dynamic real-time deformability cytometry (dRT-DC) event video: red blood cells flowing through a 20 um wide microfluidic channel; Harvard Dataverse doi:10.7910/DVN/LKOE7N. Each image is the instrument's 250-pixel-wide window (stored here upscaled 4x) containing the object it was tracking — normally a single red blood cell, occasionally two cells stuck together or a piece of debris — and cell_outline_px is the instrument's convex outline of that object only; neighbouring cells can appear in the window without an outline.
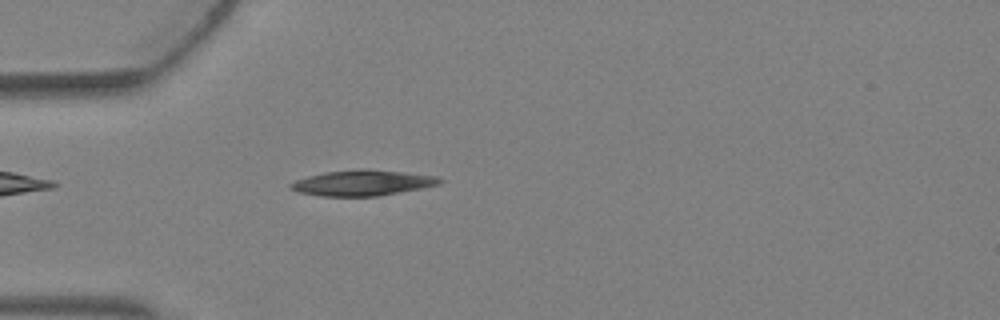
{"species": "Egyptian fruit bat (a non-hibernating species)", "species_latin": "Rousettus aegyptiacus", "temperature_condition": "warm", "stored_images_in_passage": 4, "camera_frame_rate_fps": 3000, "um_per_image_px": 0.085, "animal": {"sex": "female"}, "frame": {"image": 1, "passage_image": 4, "time_ms": 1.0, "image_size_px": [1000, 320], "cell_outline_px": [[444, 180], [440, 184], [420, 188], [376, 196], [320, 196], [300, 192], [288, 188], [288, 184], [296, 180], [308, 176], [324, 172], [360, 168], [364, 168], [440, 176]], "centroid_in_image_um": [30.8, 15.53], "position_along_channel_um": 54.2, "area_um2": 22.25}}